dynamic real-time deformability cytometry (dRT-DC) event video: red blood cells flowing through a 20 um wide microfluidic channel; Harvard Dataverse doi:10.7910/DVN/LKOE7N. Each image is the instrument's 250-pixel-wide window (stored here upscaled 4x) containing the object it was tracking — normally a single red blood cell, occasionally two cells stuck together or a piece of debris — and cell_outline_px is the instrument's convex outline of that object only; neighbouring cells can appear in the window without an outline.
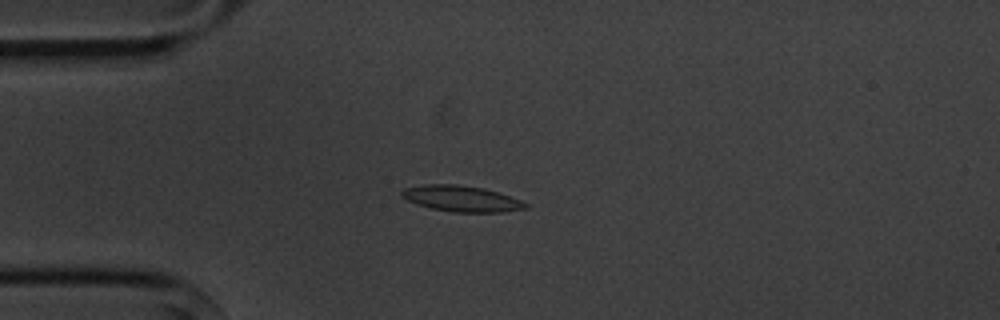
{"species": "common noctule bat (a hibernating species)", "species_latin": "Nyctalus noctula", "temperature_condition": "cold", "stored_images_in_passage": 4, "camera_frame_rate_fps": 3000, "um_per_image_px": 0.085, "animal": {"sex": "male", "body_mass_g": 20.1, "forearm_length_mm": 53.5}, "frame": {"image": 1, "passage_image": 3, "time_ms": 2.333, "image_size_px": [1000, 320], "cell_outline_px": [[528, 208], [504, 212], [452, 212], [432, 208], [416, 204], [400, 196], [400, 192], [404, 188], [424, 184], [456, 184], [484, 188], [520, 200], [528, 204]], "centroid_in_image_um": [39.2, 16.88], "position_along_channel_um": 45.8, "area_um2": 18.67}}
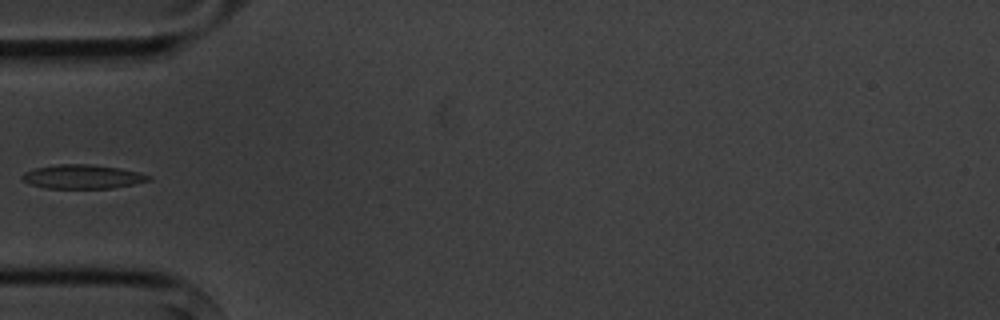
{"frame": {"image": 2, "passage_image": 4, "time_ms": 3.667, "image_size_px": [1000, 320], "cell_outline_px": [[152, 180], [112, 188], [44, 188], [28, 184], [20, 180], [20, 176], [24, 172], [36, 168], [56, 164], [92, 164], [120, 168], [140, 172], [152, 176]], "centroid_in_image_um": [6.99, 15.01], "position_along_channel_um": 78.0, "area_um2": 17.92}}